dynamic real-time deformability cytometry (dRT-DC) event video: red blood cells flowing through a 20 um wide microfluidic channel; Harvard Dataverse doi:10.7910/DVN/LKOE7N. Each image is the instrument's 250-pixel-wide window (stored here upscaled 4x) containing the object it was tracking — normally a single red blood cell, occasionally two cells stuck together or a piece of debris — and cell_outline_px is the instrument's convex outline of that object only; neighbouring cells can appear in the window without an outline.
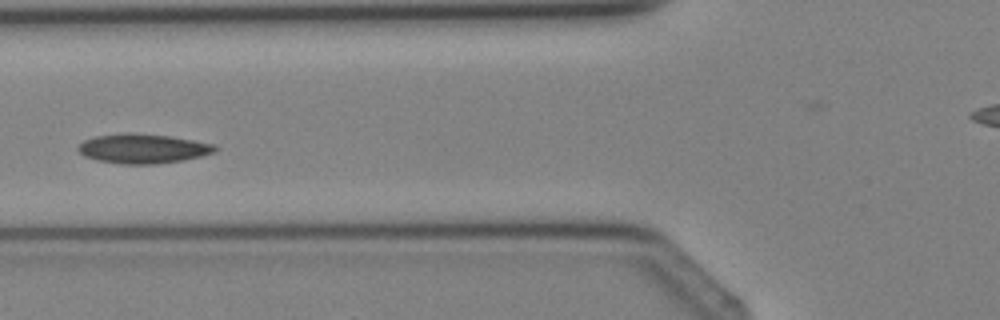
{"species": "Egyptian fruit bat (a non-hibernating species)", "species_latin": "Rousettus aegyptiacus", "temperature_condition": "cold", "stored_images_in_passage": 4, "camera_frame_rate_fps": 3000, "um_per_image_px": 0.085, "animal": {"sex": "female"}, "frame": {"image": 1, "passage_image": 4, "time_ms": 3.333, "image_size_px": [1000, 320], "cell_outline_px": [[220, 148], [216, 152], [184, 160], [156, 164], [124, 164], [96, 160], [84, 156], [76, 148], [84, 140], [96, 136], [124, 132], [132, 132], [168, 136], [192, 140], [212, 144]], "centroid_in_image_um": [12.14, 12.63], "position_along_channel_um": 113.7, "area_um2": 23.58}}